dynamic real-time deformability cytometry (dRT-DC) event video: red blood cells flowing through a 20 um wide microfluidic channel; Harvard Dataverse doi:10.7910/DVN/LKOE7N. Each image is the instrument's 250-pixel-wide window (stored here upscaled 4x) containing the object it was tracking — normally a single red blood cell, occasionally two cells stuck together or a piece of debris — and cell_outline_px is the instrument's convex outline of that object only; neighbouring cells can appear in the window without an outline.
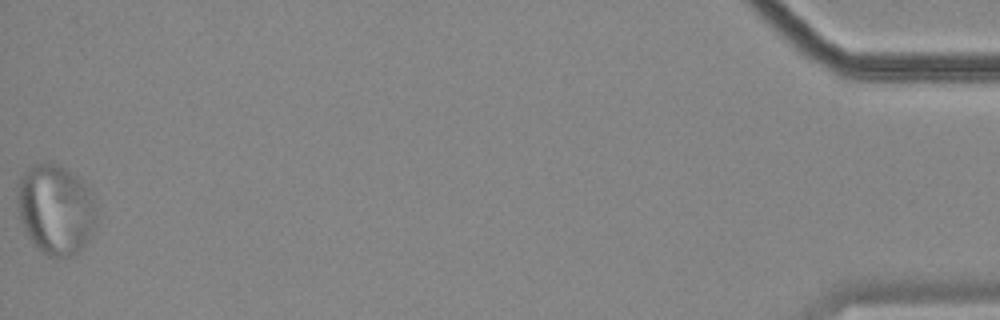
{"species": "common noctule bat (a hibernating species)", "species_latin": "Nyctalus noctula", "temperature_condition": "cold", "stored_images_in_passage": 47, "camera_frame_rate_fps": 3000, "um_per_image_px": 0.085, "animal": {"sex": "female", "body_mass_g": 18.4}, "frame": {"image": 1, "passage_image": 47, "time_ms": 15.333, "image_size_px": [1000, 320], "cell_outline_px": [[96, 224], [92, 236], [76, 256], [48, 256], [36, 248], [28, 236], [20, 220], [16, 192], [20, 180], [24, 172], [32, 164], [44, 160], [48, 160], [60, 164], [72, 172], [96, 196]], "centroid_in_image_um": [4.76, 17.78], "position_along_channel_um": 430.4, "area_um2": 42.48}}